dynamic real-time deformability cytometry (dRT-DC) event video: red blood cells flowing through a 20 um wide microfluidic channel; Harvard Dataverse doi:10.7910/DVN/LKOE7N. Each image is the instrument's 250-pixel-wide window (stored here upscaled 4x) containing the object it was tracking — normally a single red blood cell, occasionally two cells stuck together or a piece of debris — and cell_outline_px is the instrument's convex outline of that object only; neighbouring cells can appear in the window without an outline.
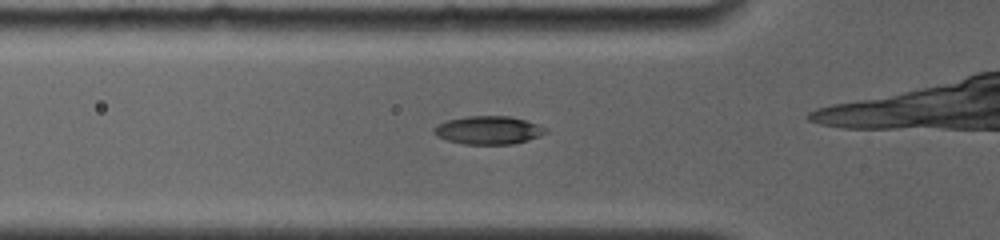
{"species": "common noctule bat (a hibernating species)", "species_latin": "Nyctalus noctula", "temperature_condition": "room temperature", "stored_images_in_passage": 28, "camera_frame_rate_fps": 4000, "um_per_image_px": 0.085, "animal": {"sex": "female", "body_mass_g": 19.0, "forearm_length_mm": 56.7}, "frame": {"image": 1, "passage_image": 10, "time_ms": 4.5, "image_size_px": [1000, 240], "cell_outline_px": [[548, 132], [540, 136], [528, 140], [512, 144], [464, 144], [448, 140], [436, 136], [432, 132], [432, 128], [448, 120], [464, 116], [508, 116], [524, 120], [548, 128]], "centroid_in_image_um": [41.51, 11.07], "position_along_channel_um": 84.3, "area_um2": 18.32}}
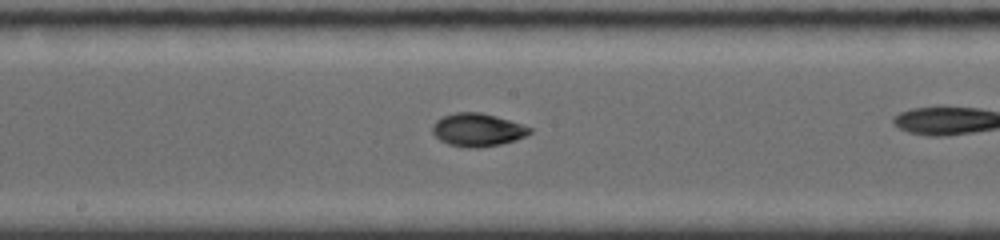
{"frame": {"image": 2, "passage_image": 18, "time_ms": 7.75, "image_size_px": [1000, 240], "cell_outline_px": [[532, 132], [516, 140], [500, 144], [476, 148], [468, 148], [448, 144], [440, 140], [432, 132], [432, 124], [436, 120], [444, 116], [456, 112], [480, 112], [496, 116], [532, 128]], "centroid_in_image_um": [40.57, 11.04], "position_along_channel_um": 207.6, "area_um2": 18.61}}
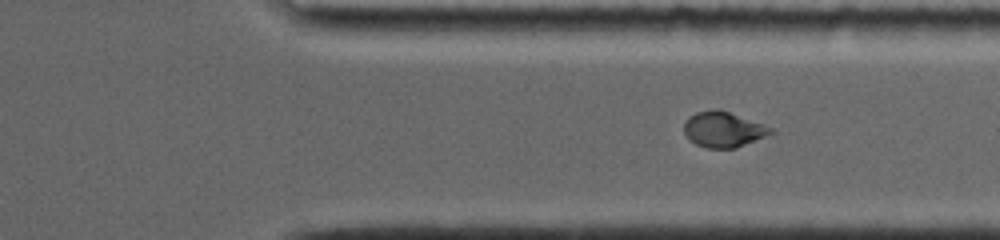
{"frame": {"image": 3, "passage_image": 26, "time_ms": 11.5, "image_size_px": [1000, 240], "cell_outline_px": [[776, 132], [736, 148], [708, 148], [696, 144], [688, 140], [684, 132], [684, 124], [688, 116], [696, 112], [712, 108], [716, 108], [764, 124], [772, 128]], "centroid_in_image_um": [61.47, 11.0], "position_along_channel_um": 349.9, "area_um2": 18.03}}